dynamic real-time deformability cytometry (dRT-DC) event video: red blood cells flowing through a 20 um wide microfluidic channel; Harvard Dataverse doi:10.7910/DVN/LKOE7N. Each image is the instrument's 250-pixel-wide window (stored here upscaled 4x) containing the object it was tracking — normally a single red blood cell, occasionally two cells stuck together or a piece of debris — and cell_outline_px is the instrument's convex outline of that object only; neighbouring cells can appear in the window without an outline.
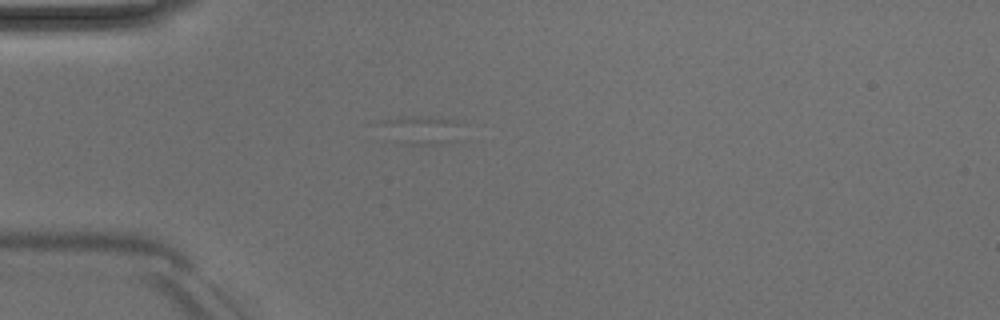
{"species": "Egyptian fruit bat (a non-hibernating species)", "species_latin": "Rousettus aegyptiacus", "temperature_condition": "room temperature", "stored_images_in_passage": 1, "camera_frame_rate_fps": 3000, "um_per_image_px": 0.085, "animal": {"sex": "male"}, "frame": {"image": 1, "passage_image": 1, "time_ms": 0.0, "image_size_px": [1000, 320], "cell_outline_px": [[456, 140], [432, 144], [408, 144], [384, 124], [380, 120], [400, 116], [428, 116], [456, 120]], "centroid_in_image_um": [35.92, 10.98], "position_along_channel_um": 49.1, "area_um2": 11.96}}